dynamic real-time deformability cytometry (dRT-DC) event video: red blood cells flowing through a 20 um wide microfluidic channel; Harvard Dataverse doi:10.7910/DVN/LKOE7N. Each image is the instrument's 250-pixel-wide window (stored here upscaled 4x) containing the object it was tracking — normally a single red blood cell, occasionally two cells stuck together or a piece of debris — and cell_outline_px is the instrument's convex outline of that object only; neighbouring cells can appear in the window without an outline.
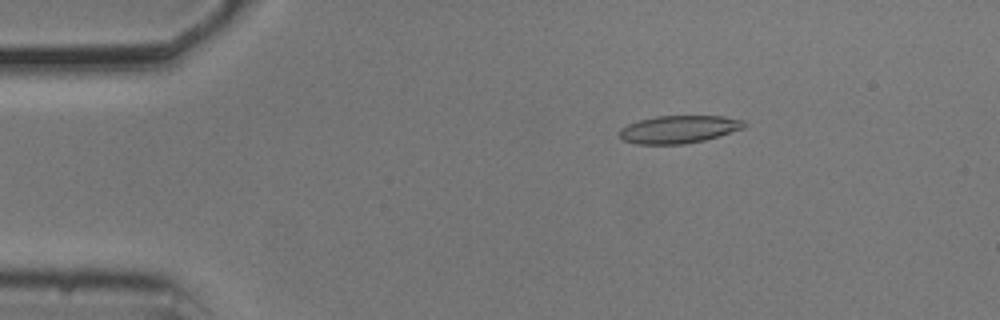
{"species": "common noctule bat (a hibernating species)", "species_latin": "Nyctalus noctula", "temperature_condition": "cold", "stored_images_in_passage": 54, "camera_frame_rate_fps": 3000, "um_per_image_px": 0.085, "animal": {"sex": "male", "body_mass_g": 20.5, "forearm_length_mm": 52.5}, "frame": {"image": 1, "passage_image": 9, "time_ms": 2.667, "image_size_px": [1000, 320], "cell_outline_px": [[748, 124], [744, 128], [720, 136], [704, 140], [684, 144], [636, 144], [624, 140], [620, 136], [620, 128], [628, 124], [640, 120], [656, 116], [724, 116], [744, 120]], "centroid_in_image_um": [57.74, 10.99], "position_along_channel_um": 27.3, "area_um2": 20.17}}
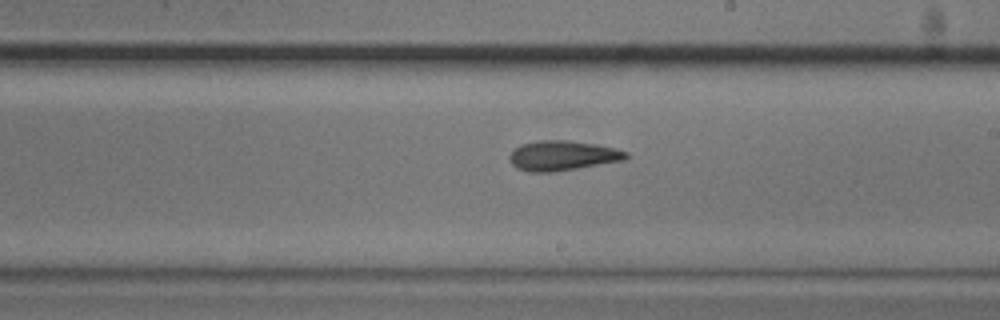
{"frame": {"image": 2, "passage_image": 31, "time_ms": 10.0, "image_size_px": [1000, 320], "cell_outline_px": [[628, 156], [624, 160], [552, 172], [528, 172], [516, 168], [508, 160], [508, 156], [520, 144], [536, 140], [568, 140], [592, 144], [612, 148], [628, 152]], "centroid_in_image_um": [47.74, 13.23], "position_along_channel_um": 241.3, "area_um2": 20.11}}
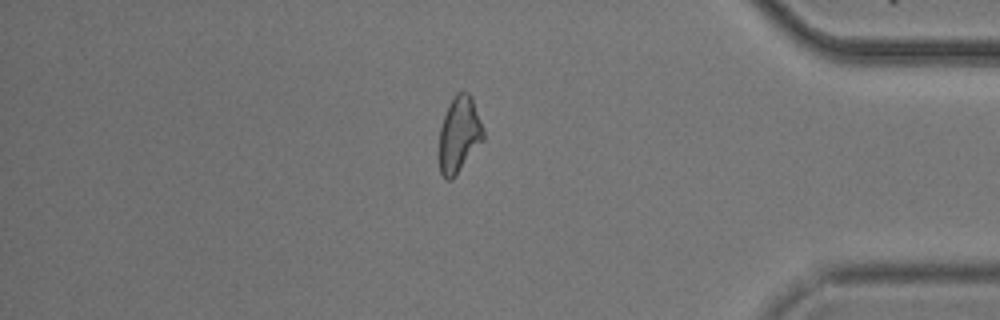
{"frame": {"image": 3, "passage_image": 46, "time_ms": 15.0, "image_size_px": [1000, 320], "cell_outline_px": [[484, 140], [452, 180], [448, 180], [440, 172], [440, 128], [444, 116], [456, 92], [468, 92], [472, 96], [484, 128]], "centroid_in_image_um": [39.06, 11.42], "position_along_channel_um": 396.1, "area_um2": 19.42}, "authors_computed_cell_mechanics": {"area_um2": 20.1144, "velocity_mm_per_s": 3.7056, "shape_relaxation_time_tau1_ms": 5.1582, "shape_relaxation_time_tau2_ms": 3.4612, "deformation_change_tau1": 0.1522, "deformation_change_tau2": 0.1201}}